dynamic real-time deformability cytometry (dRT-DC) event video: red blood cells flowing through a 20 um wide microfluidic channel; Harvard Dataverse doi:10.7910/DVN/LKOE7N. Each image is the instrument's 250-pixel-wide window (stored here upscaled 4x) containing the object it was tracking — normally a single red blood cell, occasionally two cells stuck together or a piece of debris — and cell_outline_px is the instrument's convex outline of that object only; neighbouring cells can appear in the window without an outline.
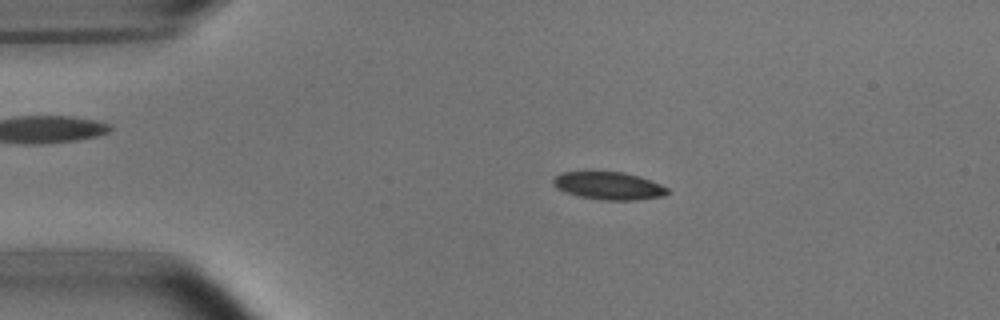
{"species": "common noctule bat (a hibernating species)", "species_latin": "Nyctalus noctula", "temperature_condition": "room temperature", "stored_images_in_passage": 52, "camera_frame_rate_fps": 3000, "um_per_image_px": 0.085, "animal": {"sex": "male", "body_mass_g": 15.6}, "frame": {"image": 1, "passage_image": 10, "time_ms": 3.0, "image_size_px": [1000, 320], "cell_outline_px": [[668, 192], [664, 196], [636, 200], [600, 200], [580, 196], [556, 188], [552, 184], [552, 180], [560, 172], [624, 172], [640, 176], [660, 184], [668, 188]], "centroid_in_image_um": [51.75, 15.79], "position_along_channel_um": 33.3, "area_um2": 18.38}}
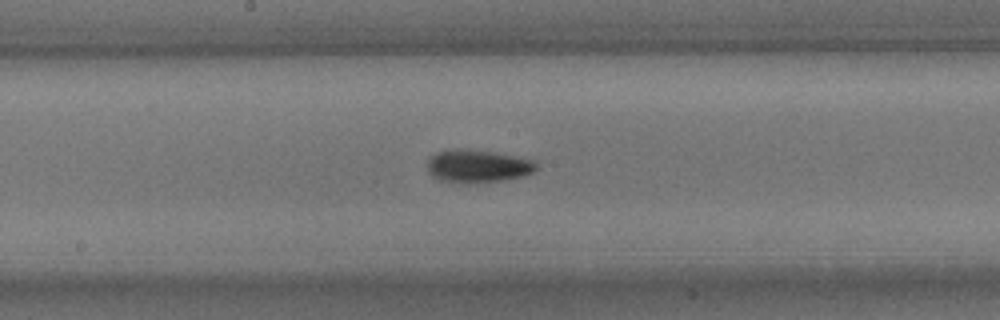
{"frame": {"image": 2, "passage_image": 27, "time_ms": 8.667, "image_size_px": [1000, 320], "cell_outline_px": [[536, 168], [532, 172], [520, 176], [504, 180], [440, 180], [432, 176], [428, 172], [428, 160], [436, 152], [460, 148], [492, 152], [532, 160], [536, 164]], "centroid_in_image_um": [40.57, 14.07], "position_along_channel_um": 207.6, "area_um2": 19.65}}
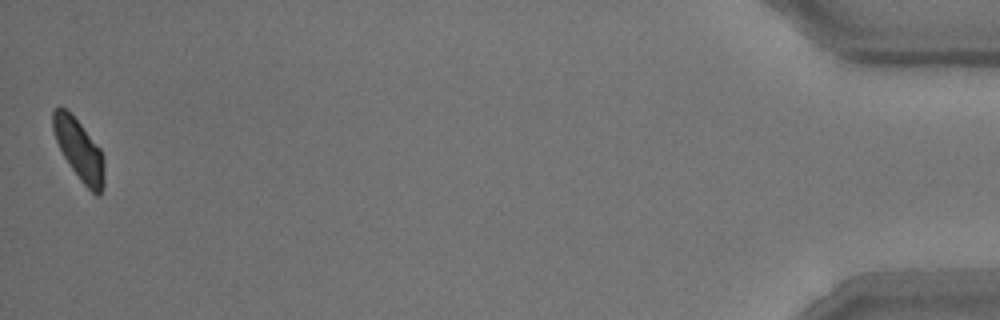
{"frame": {"image": 3, "passage_image": 52, "time_ms": 17.0, "image_size_px": [1000, 320], "cell_outline_px": [[104, 184], [100, 196], [96, 196], [80, 180], [64, 156], [56, 140], [52, 128], [52, 112], [56, 108], [64, 108], [80, 124], [100, 148], [104, 156]], "centroid_in_image_um": [6.75, 12.77], "position_along_channel_um": 428.4, "area_um2": 17.86}, "authors_computed_cell_mechanics": {"area_um2": 18.9873, "velocity_mm_per_s": 3.7605, "shape_relaxation_time_tau1_ms": 3.3128, "shape_relaxation_time_tau2_ms": 2.4498, "deformation_change_tau1": 0.0974, "deformation_change_tau2": 0.0691}}